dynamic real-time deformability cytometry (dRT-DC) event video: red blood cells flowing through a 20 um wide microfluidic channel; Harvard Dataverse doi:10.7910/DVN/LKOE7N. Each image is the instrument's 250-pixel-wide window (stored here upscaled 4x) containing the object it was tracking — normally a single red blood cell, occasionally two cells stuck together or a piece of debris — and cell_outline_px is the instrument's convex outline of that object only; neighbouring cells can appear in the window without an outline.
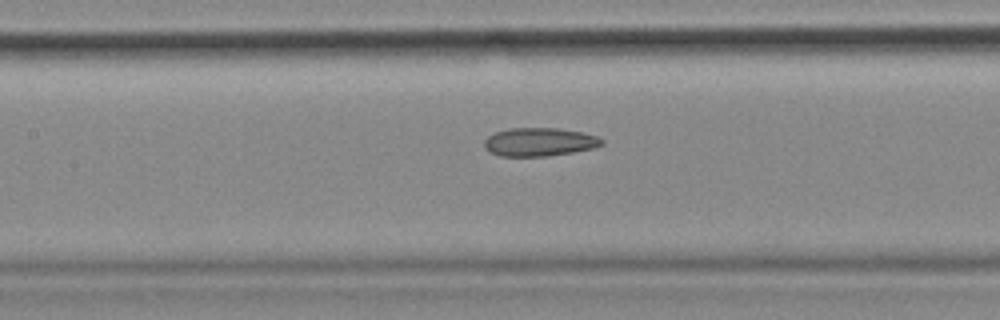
{"species": "common noctule bat (a hibernating species)", "species_latin": "Nyctalus noctula", "temperature_condition": "cold", "stored_images_in_passage": 54, "camera_frame_rate_fps": 3000, "um_per_image_px": 0.085, "animal": {"sex": "female", "body_mass_g": 18.4}, "frame": {"image": 1, "passage_image": 24, "time_ms": 7.667, "image_size_px": [1000, 320], "cell_outline_px": [[604, 144], [596, 148], [548, 156], [500, 156], [488, 152], [484, 148], [484, 140], [488, 136], [496, 132], [508, 128], [556, 128], [580, 132], [596, 136], [604, 140]], "centroid_in_image_um": [45.83, 12.07], "position_along_channel_um": 161.6, "area_um2": 19.54}, "authors_computed_cell_mechanics": {"area_um2": 20.2878, "velocity_mm_per_s": 3.649, "shape_relaxation_time_tau1_ms": null, "shape_relaxation_time_tau2_ms": 3.4758, "deformation_change_tau1": null, "deformation_change_tau2": 0.1106}}